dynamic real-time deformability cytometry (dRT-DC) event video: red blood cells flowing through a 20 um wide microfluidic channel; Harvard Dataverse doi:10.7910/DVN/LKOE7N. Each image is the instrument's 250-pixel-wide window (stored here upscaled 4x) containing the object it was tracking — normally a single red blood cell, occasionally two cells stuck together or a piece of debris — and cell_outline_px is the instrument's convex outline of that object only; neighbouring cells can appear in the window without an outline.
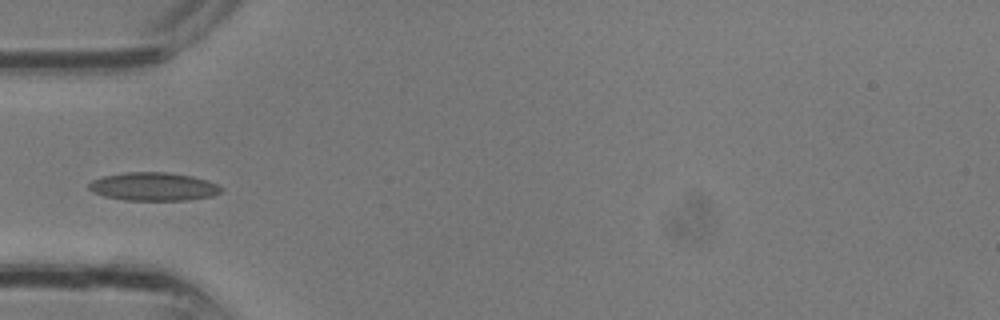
{"species": "common noctule bat (a hibernating species)", "species_latin": "Nyctalus noctula", "temperature_condition": "room temperature", "stored_images_in_passage": 3, "camera_frame_rate_fps": 3000, "um_per_image_px": 0.085, "animal": {"sex": "male", "body_mass_g": 13.3}, "frame": {"image": 1, "passage_image": 3, "time_ms": 0.667, "image_size_px": [1000, 320], "cell_outline_px": [[220, 192], [212, 196], [188, 200], [124, 200], [104, 196], [92, 192], [88, 188], [88, 184], [92, 180], [104, 176], [124, 172], [168, 172], [192, 176], [208, 180], [216, 184], [220, 188]], "centroid_in_image_um": [13.01, 15.86], "position_along_channel_um": 72.0, "area_um2": 21.79}}